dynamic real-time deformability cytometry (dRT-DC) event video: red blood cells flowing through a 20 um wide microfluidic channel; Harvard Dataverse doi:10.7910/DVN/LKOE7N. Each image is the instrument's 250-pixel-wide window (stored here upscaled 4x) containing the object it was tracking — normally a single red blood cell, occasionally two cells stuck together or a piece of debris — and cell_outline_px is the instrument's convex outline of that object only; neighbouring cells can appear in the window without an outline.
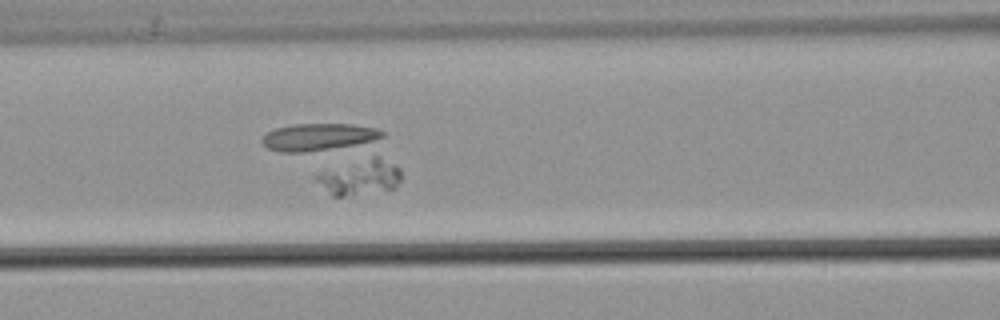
{"species": "common noctule bat (a hibernating species)", "species_latin": "Nyctalus noctula", "temperature_condition": "warm", "stored_images_in_passage": 48, "camera_frame_rate_fps": 3000, "um_per_image_px": 0.085, "animal": {"sex": "male", "body_mass_g": 21.5, "forearm_length_mm": 52.0}, "frame": {"image": 1, "passage_image": 15, "time_ms": 4.667, "image_size_px": [1000, 320], "cell_outline_px": [[400, 180], [392, 188], [352, 196], [332, 196], [312, 180], [320, 172], [372, 156], [376, 156], [400, 168]], "centroid_in_image_um": [30.53, 15.09], "position_along_channel_um": 136.1, "area_um2": 17.22}}
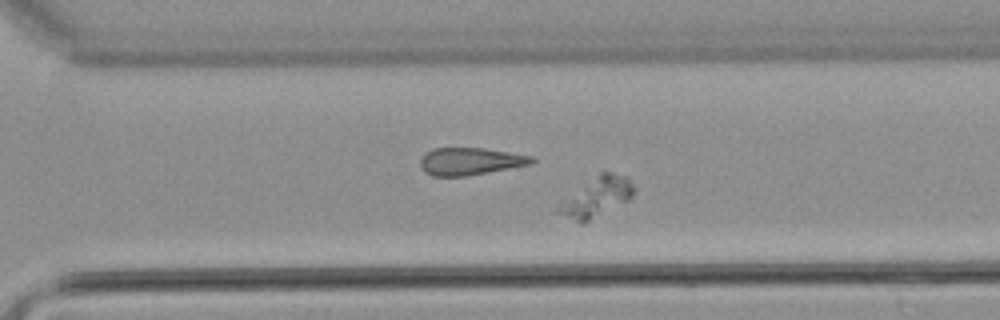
{"frame": {"image": 2, "passage_image": 30, "time_ms": 9.667, "image_size_px": [1000, 320], "cell_outline_px": [[636, 188], [632, 196], [628, 200], [584, 224], [580, 224], [552, 212], [560, 200], [600, 172], [612, 172], [628, 176]], "centroid_in_image_um": [50.64, 16.77], "position_along_channel_um": 320.0, "area_um2": 18.03}}
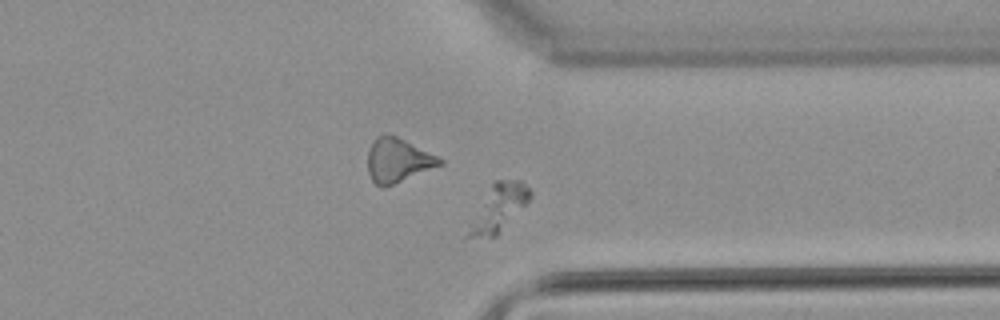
{"frame": {"image": 3, "passage_image": 34, "time_ms": 11.0, "image_size_px": [1000, 320], "cell_outline_px": [[532, 196], [500, 232], [496, 236], [464, 236], [492, 184], [496, 180], [520, 180], [532, 192]], "centroid_in_image_um": [42.42, 17.65], "position_along_channel_um": 369.0, "area_um2": 15.72}}